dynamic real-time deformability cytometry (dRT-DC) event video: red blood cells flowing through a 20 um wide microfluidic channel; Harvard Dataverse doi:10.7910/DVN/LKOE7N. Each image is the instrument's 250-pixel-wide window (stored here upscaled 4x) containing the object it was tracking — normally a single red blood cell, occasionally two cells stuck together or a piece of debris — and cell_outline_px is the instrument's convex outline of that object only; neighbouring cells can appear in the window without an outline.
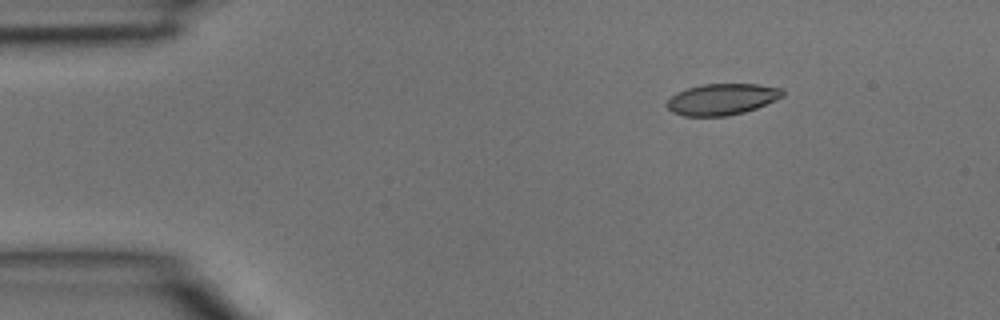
{"species": "common noctule bat (a hibernating species)", "species_latin": "Nyctalus noctula", "temperature_condition": "room temperature", "stored_images_in_passage": 5, "camera_frame_rate_fps": 3000, "um_per_image_px": 0.085, "animal": {"sex": "male", "body_mass_g": 15.6}, "frame": {"image": 1, "passage_image": 2, "time_ms": 0.333, "image_size_px": [1000, 320], "cell_outline_px": [[784, 96], [776, 100], [756, 108], [744, 112], [724, 116], [684, 116], [672, 112], [664, 104], [676, 92], [688, 88], [704, 84], [756, 84], [780, 88], [784, 92]], "centroid_in_image_um": [61.35, 8.44], "position_along_channel_um": 23.7, "area_um2": 21.04}}
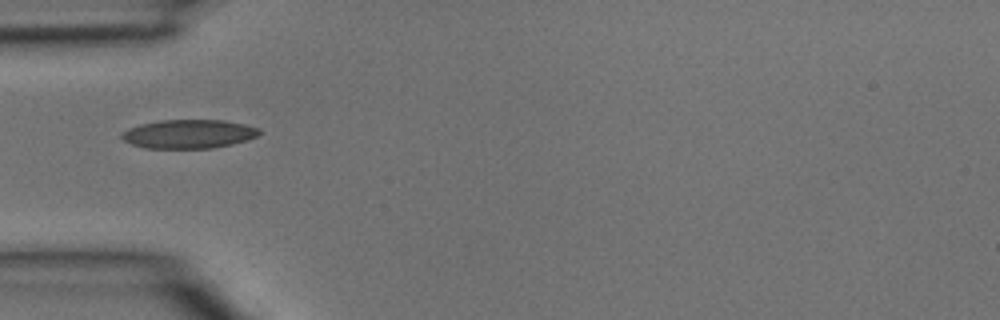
{"frame": {"image": 2, "passage_image": 4, "time_ms": 1.0, "image_size_px": [1000, 320], "cell_outline_px": [[260, 132], [256, 136], [248, 140], [232, 144], [212, 148], [144, 148], [132, 144], [124, 140], [120, 136], [120, 132], [128, 128], [140, 124], [160, 120], [224, 120], [244, 124], [260, 128]], "centroid_in_image_um": [16.02, 11.38], "position_along_channel_um": 69.0, "area_um2": 23.18}}